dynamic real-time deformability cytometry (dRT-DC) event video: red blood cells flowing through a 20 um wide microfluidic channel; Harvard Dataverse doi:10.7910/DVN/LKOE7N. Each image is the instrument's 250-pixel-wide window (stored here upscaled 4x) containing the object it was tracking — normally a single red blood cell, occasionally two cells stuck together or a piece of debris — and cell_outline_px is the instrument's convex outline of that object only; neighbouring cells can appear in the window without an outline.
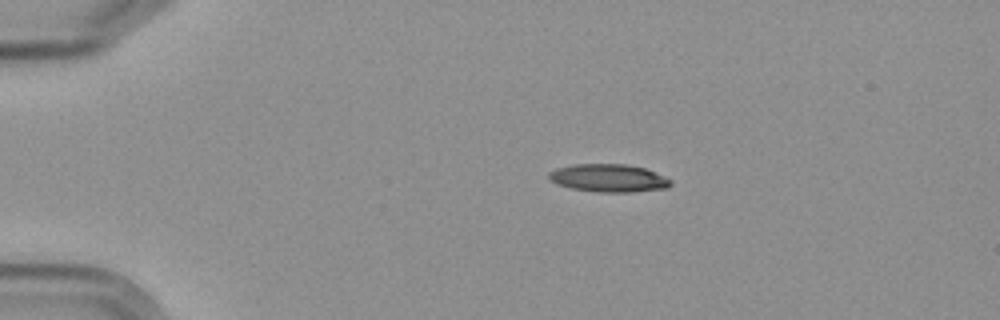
{"species": "Egyptian fruit bat (a non-hibernating species)", "species_latin": "Rousettus aegyptiacus", "temperature_condition": "cold", "stored_images_in_passage": 4, "camera_frame_rate_fps": 3000, "um_per_image_px": 0.085, "frame": {"image": 1, "passage_image": 1, "time_ms": 0.0, "image_size_px": [1000, 320], "cell_outline_px": [[672, 184], [668, 188], [628, 192], [600, 192], [572, 188], [560, 184], [552, 180], [548, 176], [548, 172], [556, 168], [572, 164], [624, 164], [644, 168], [664, 176], [672, 180]], "centroid_in_image_um": [51.75, 15.13], "position_along_channel_um": 33.2, "area_um2": 19.59}}
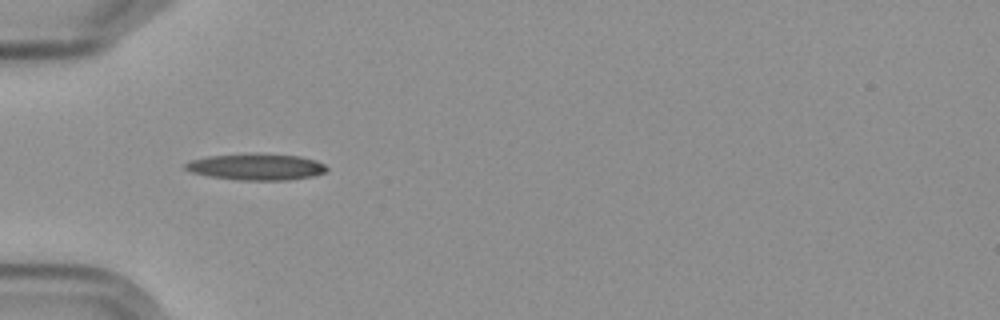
{"frame": {"image": 2, "passage_image": 3, "time_ms": 2.333, "image_size_px": [1000, 320], "cell_outline_px": [[328, 168], [324, 172], [312, 176], [288, 180], [240, 180], [208, 176], [192, 172], [184, 168], [184, 164], [188, 160], [208, 156], [256, 152], [300, 156], [316, 160], [324, 164]], "centroid_in_image_um": [21.76, 14.16], "position_along_channel_um": 63.2, "area_um2": 22.08}}
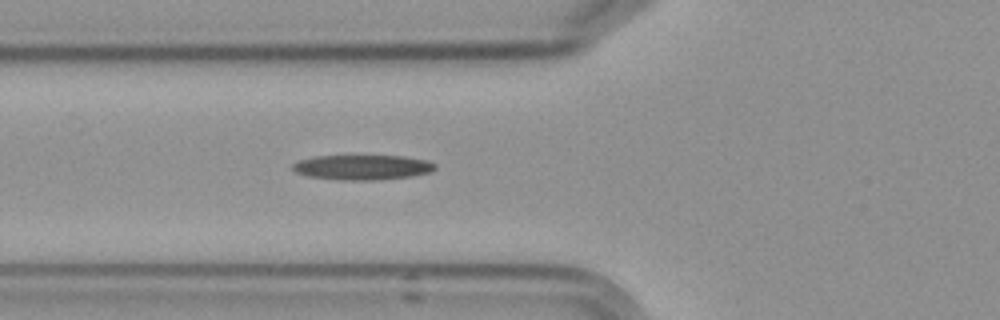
{"frame": {"image": 3, "passage_image": 4, "time_ms": 3.333, "image_size_px": [1000, 320], "cell_outline_px": [[436, 168], [432, 172], [412, 176], [376, 180], [344, 180], [308, 176], [296, 172], [292, 168], [292, 164], [300, 160], [312, 156], [404, 156], [428, 160], [436, 164]], "centroid_in_image_um": [30.84, 14.22], "position_along_channel_um": 95.0, "area_um2": 20.75}}